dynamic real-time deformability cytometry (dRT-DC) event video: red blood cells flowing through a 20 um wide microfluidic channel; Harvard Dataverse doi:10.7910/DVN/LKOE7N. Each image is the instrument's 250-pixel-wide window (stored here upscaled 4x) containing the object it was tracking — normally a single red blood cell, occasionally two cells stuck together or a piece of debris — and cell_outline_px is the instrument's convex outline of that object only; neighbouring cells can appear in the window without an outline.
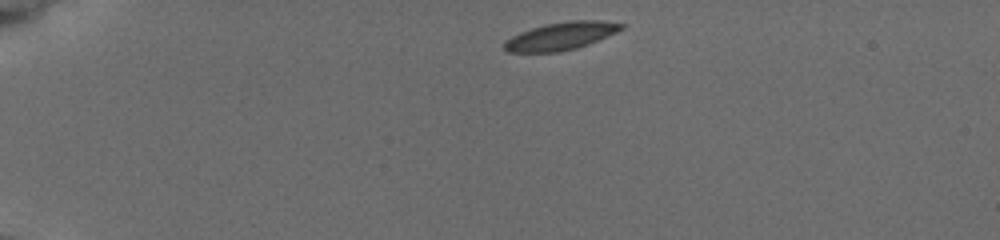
{"species": "common noctule bat (a hibernating species)", "species_latin": "Nyctalus noctula", "temperature_condition": "cold", "stored_images_in_passage": 44, "camera_frame_rate_fps": 3000, "um_per_image_px": 0.085, "animal": {"sex": "female", "body_mass_g": 19.5, "forearm_length_mm": 54.1}, "frame": {"image": 1, "passage_image": 1, "time_ms": 0.0, "image_size_px": [1000, 240], "cell_outline_px": [[624, 28], [616, 32], [588, 44], [576, 48], [560, 52], [508, 52], [504, 48], [504, 40], [520, 32], [544, 24], [572, 20], [600, 20], [624, 24]], "centroid_in_image_um": [47.66, 3.06], "position_along_channel_um": 37.3, "area_um2": 18.84}}
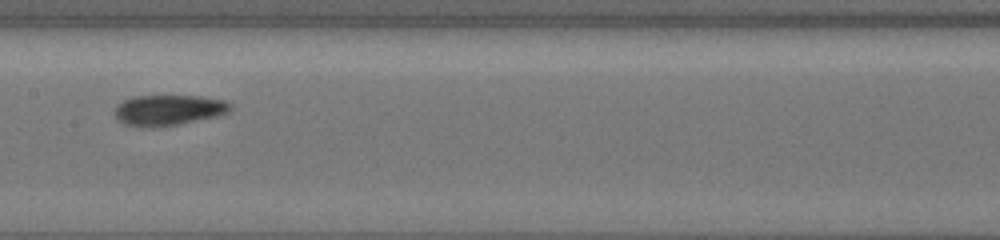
{"frame": {"image": 2, "passage_image": 19, "time_ms": 6.0, "image_size_px": [1000, 240], "cell_outline_px": [[232, 108], [228, 112], [216, 116], [180, 124], [152, 128], [148, 128], [124, 124], [116, 116], [116, 104], [124, 100], [136, 96], [200, 96], [224, 100], [232, 104]], "centroid_in_image_um": [14.34, 9.36], "position_along_channel_um": 193.1, "area_um2": 20.58}}
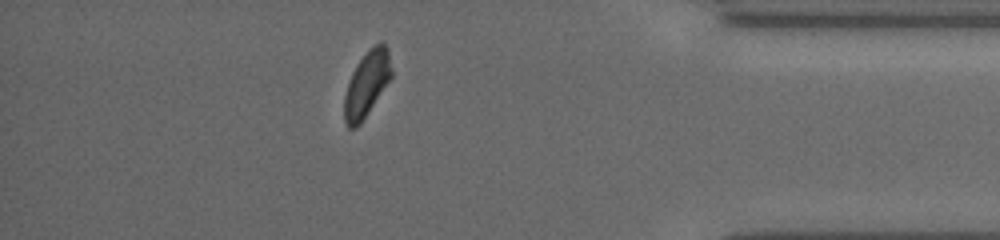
{"frame": {"image": 3, "passage_image": 38, "time_ms": 12.333, "image_size_px": [1000, 240], "cell_outline_px": [[392, 76], [360, 124], [356, 128], [348, 128], [344, 120], [344, 96], [352, 72], [356, 64], [368, 48], [380, 40], [384, 40], [388, 48], [392, 68]], "centroid_in_image_um": [31.18, 7.07], "position_along_channel_um": 404.0, "area_um2": 18.15}, "authors_computed_cell_mechanics": {"area_um2": 19.2185, "velocity_mm_per_s": 3.7524, "shape_relaxation_time_tau1_ms": 3.5291, "shape_relaxation_time_tau2_ms": 2.3578, "deformation_change_tau1": 0.0788, "deformation_change_tau2": 0.0654}}